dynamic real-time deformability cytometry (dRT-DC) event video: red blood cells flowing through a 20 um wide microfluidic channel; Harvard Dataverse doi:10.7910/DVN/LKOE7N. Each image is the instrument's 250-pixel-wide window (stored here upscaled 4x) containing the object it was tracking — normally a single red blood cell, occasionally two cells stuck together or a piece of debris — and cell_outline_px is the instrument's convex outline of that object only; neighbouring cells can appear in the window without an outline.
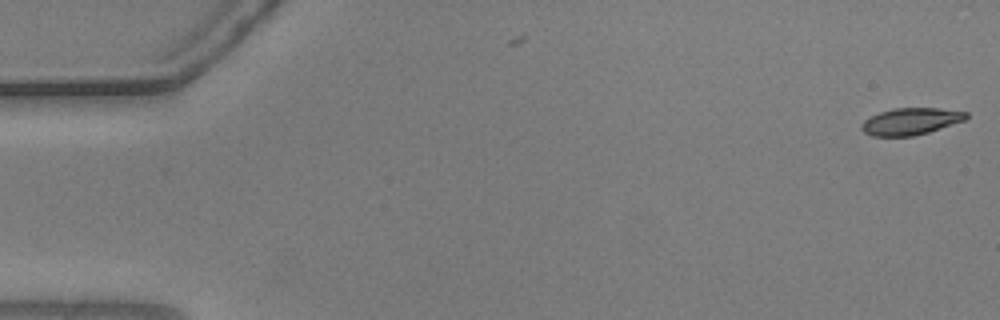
{"species": "common noctule bat (a hibernating species)", "species_latin": "Nyctalus noctula", "temperature_condition": "warm", "stored_images_in_passage": 2, "camera_frame_rate_fps": 3000, "um_per_image_px": 0.085, "animal": {"sex": "male", "body_mass_g": 20.5, "forearm_length_mm": 52.5}, "frame": {"image": 1, "passage_image": 2, "time_ms": 0.333, "image_size_px": [1000, 320], "cell_outline_px": [[968, 116], [964, 120], [928, 132], [912, 136], [872, 136], [864, 132], [860, 128], [860, 124], [864, 120], [880, 112], [892, 108], [940, 108], [968, 112]], "centroid_in_image_um": [77.38, 10.31], "position_along_channel_um": 7.6, "area_um2": 16.3}}